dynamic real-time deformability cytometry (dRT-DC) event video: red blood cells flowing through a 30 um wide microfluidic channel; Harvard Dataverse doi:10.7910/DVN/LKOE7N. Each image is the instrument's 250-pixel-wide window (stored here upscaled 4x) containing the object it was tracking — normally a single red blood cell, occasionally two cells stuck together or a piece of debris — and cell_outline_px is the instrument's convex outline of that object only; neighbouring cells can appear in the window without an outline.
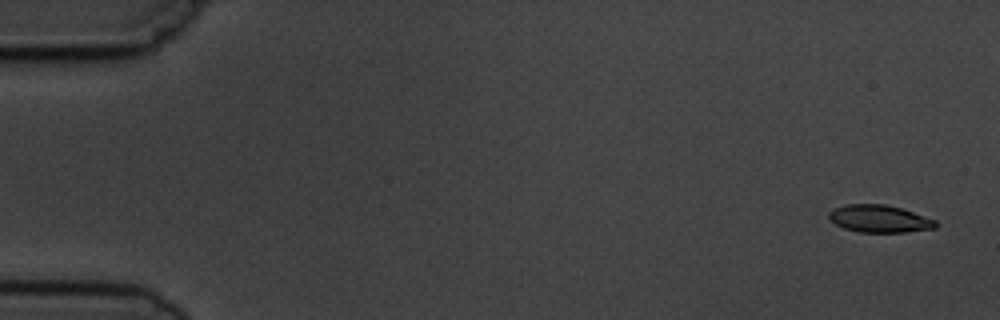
{"species": "common noctule bat (a hibernating species)", "species_latin": "Nyctalus noctula", "temperature_condition": "cold", "stored_images_in_passage": 4, "camera_frame_rate_fps": 3000, "um_per_image_px": 0.085, "animal": {"sex": "male", "body_mass_g": 19.5, "forearm_length_mm": 54.6}, "frame": {"image": 1, "passage_image": 1, "time_ms": 0.0, "image_size_px": [1000, 320], "cell_outline_px": [[936, 228], [904, 232], [860, 232], [844, 228], [836, 224], [828, 216], [828, 212], [832, 208], [848, 204], [884, 204], [900, 208], [936, 220]], "centroid_in_image_um": [74.72, 18.59], "position_along_channel_um": 10.3, "area_um2": 16.88}}
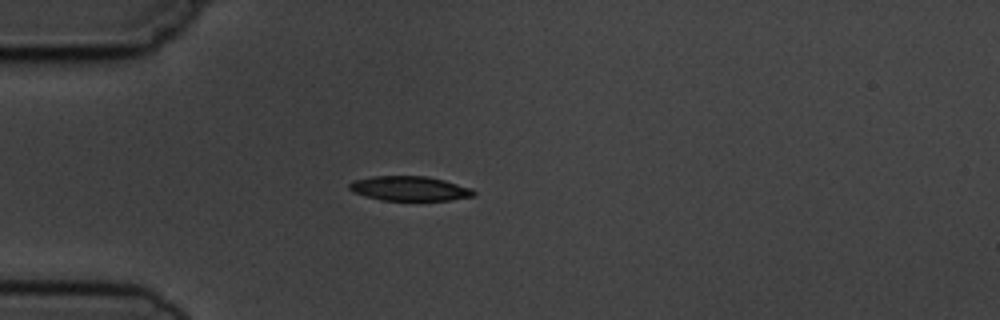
{"frame": {"image": 2, "passage_image": 4, "time_ms": 4.333, "image_size_px": [1000, 320], "cell_outline_px": [[476, 196], [448, 200], [380, 200], [352, 192], [348, 188], [348, 184], [352, 180], [372, 176], [424, 176], [444, 180], [472, 188], [476, 192]], "centroid_in_image_um": [34.79, 16.02], "position_along_channel_um": 50.2, "area_um2": 17.92}}